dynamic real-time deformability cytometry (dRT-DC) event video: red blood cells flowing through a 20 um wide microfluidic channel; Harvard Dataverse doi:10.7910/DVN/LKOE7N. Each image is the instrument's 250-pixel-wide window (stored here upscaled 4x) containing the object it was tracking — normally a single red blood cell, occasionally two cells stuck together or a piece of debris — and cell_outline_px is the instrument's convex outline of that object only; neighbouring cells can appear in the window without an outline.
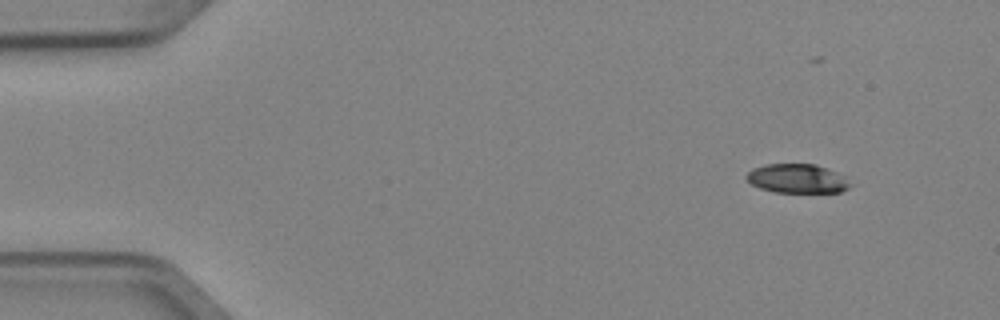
{"species": "Egyptian fruit bat (a non-hibernating species)", "species_latin": "Rousettus aegyptiacus", "temperature_condition": "cold", "stored_images_in_passage": 4, "segment_of_instrument_passage": [1, 2], "camera_frame_rate_fps": 3000, "um_per_image_px": 0.085, "animal": {"sex": "female"}, "frame": {"image": 1, "passage_image": 1, "time_ms": 0.0, "image_size_px": [1000, 320], "cell_outline_px": [[856, 184], [840, 192], [776, 192], [760, 188], [752, 184], [744, 176], [752, 168], [764, 164], [816, 164], [848, 176]], "centroid_in_image_um": [67.85, 15.17], "position_along_channel_um": 17.2, "area_um2": 17.98}}